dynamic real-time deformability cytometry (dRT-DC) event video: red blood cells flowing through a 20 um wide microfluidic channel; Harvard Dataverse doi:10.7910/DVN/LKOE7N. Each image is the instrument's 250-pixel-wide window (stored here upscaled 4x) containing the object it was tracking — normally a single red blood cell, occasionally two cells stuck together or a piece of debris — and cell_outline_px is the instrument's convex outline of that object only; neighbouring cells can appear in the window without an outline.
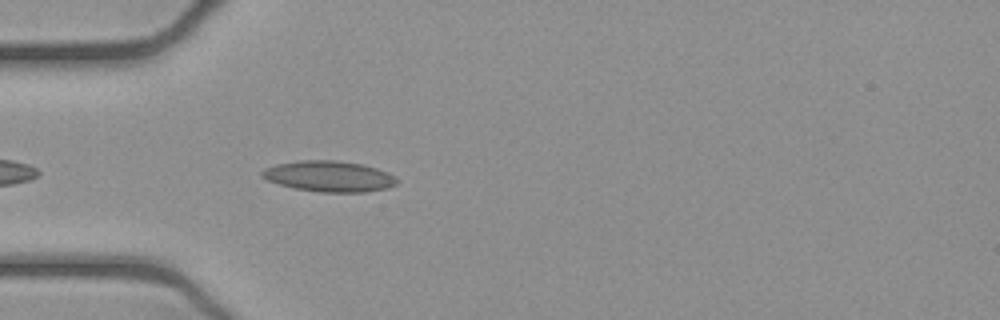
{"species": "common noctule bat (a hibernating species)", "species_latin": "Nyctalus noctula", "temperature_condition": "cold", "stored_images_in_passage": 8, "camera_frame_rate_fps": 3000, "um_per_image_px": 0.085, "animal": {"sex": "female", "body_mass_g": 21.9}, "frame": {"image": 1, "passage_image": 3, "time_ms": 0.667, "image_size_px": [1000, 320], "cell_outline_px": [[396, 184], [388, 188], [364, 192], [320, 192], [296, 188], [280, 184], [268, 180], [260, 176], [260, 172], [276, 164], [300, 160], [336, 160], [360, 164], [376, 168], [388, 172], [396, 180]], "centroid_in_image_um": [27.97, 14.98], "position_along_channel_um": 57.0, "area_um2": 23.93}}